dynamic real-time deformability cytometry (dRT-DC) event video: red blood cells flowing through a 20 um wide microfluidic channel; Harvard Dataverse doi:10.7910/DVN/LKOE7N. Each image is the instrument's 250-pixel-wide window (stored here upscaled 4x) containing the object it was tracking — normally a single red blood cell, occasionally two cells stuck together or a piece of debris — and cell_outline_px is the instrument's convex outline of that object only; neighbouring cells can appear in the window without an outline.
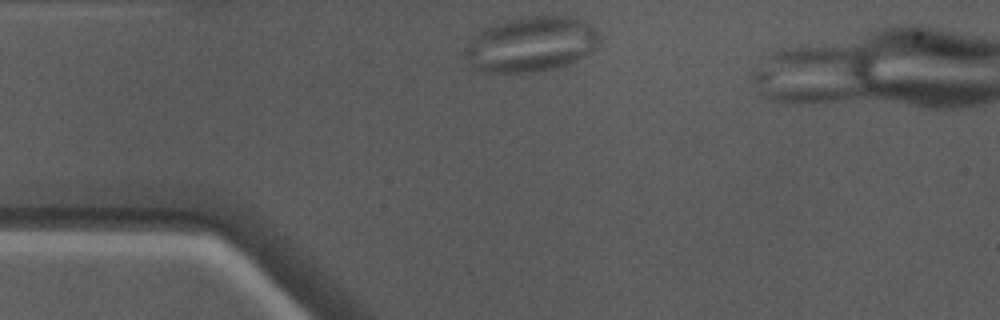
{"species": "Egyptian fruit bat (a non-hibernating species)", "species_latin": "Rousettus aegyptiacus", "temperature_condition": "warm", "stored_images_in_passage": 31, "camera_frame_rate_fps": 3000, "um_per_image_px": 0.085, "animal": {"sex": "male"}, "frame": {"image": 1, "passage_image": 1, "time_ms": 0.0, "image_size_px": [1000, 320], "cell_outline_px": [[600, 40], [596, 48], [564, 64], [552, 68], [536, 72], [484, 72], [476, 68], [464, 52], [464, 48], [488, 24], [508, 20], [532, 16], [576, 16], [592, 24], [600, 36]], "centroid_in_image_um": [45.17, 3.72], "position_along_channel_um": 39.8, "area_um2": 42.66}}